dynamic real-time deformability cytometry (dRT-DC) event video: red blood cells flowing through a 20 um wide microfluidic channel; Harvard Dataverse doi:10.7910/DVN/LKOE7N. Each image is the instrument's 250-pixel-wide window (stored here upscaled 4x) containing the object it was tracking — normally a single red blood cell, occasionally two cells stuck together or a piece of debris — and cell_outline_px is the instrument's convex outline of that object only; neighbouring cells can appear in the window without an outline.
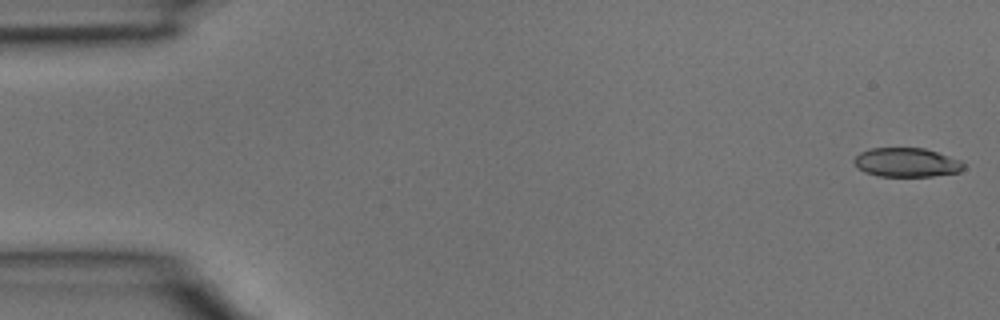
{"species": "common noctule bat (a hibernating species)", "species_latin": "Nyctalus noctula", "temperature_condition": "room temperature", "stored_images_in_passage": 4, "camera_frame_rate_fps": 3000, "um_per_image_px": 0.085, "animal": {"sex": "male", "body_mass_g": 15.6}, "frame": {"image": 1, "passage_image": 4, "time_ms": 1.0, "image_size_px": [1000, 320], "cell_outline_px": [[964, 168], [960, 172], [932, 176], [880, 176], [864, 172], [856, 168], [852, 160], [860, 152], [872, 148], [924, 148], [960, 160], [964, 164]], "centroid_in_image_um": [77.02, 13.81], "position_along_channel_um": 8.0, "area_um2": 18.55}}